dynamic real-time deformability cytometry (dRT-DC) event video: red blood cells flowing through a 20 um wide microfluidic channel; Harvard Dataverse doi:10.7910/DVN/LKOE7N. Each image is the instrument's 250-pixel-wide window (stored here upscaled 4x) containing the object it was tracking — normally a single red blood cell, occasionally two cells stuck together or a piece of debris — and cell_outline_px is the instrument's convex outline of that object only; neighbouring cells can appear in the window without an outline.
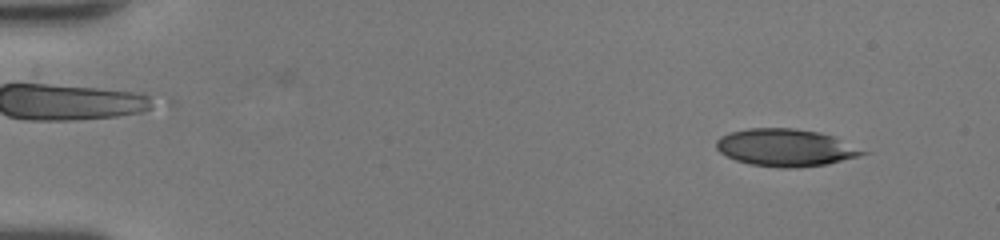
{"species": "human", "species_latin": "Homo sapiens", "temperature_condition": "room temperature", "stored_images_in_passage": 49, "camera_frame_rate_fps": 3000, "um_per_image_px": 0.085, "donor": {"sex": "female"}, "frame": {"image": 1, "passage_image": 4, "time_ms": 1.0, "image_size_px": [1000, 240], "cell_outline_px": [[872, 152], [828, 164], [792, 168], [780, 168], [748, 164], [736, 160], [720, 152], [716, 148], [716, 140], [720, 136], [728, 132], [748, 128], [796, 128], [820, 132], [832, 136]], "centroid_in_image_um": [66.77, 12.54], "position_along_channel_um": 18.2, "area_um2": 32.08}}
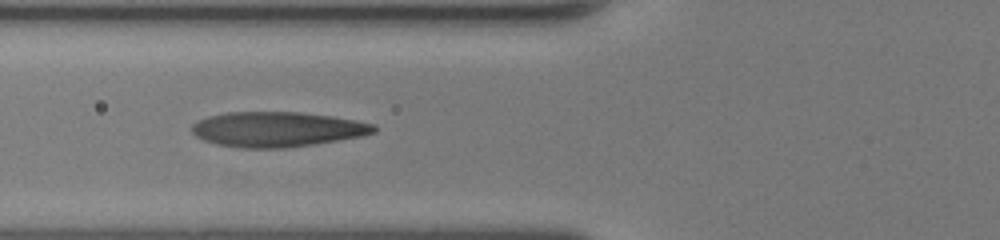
{"frame": {"image": 2, "passage_image": 21, "time_ms": 6.667, "image_size_px": [1000, 240], "cell_outline_px": [[376, 132], [364, 136], [316, 144], [284, 148], [240, 148], [216, 144], [204, 140], [196, 136], [192, 132], [192, 124], [196, 120], [208, 116], [224, 112], [300, 112], [332, 116], [356, 120], [376, 124]], "centroid_in_image_um": [23.57, 10.99], "position_along_channel_um": 102.2, "area_um2": 37.57}}
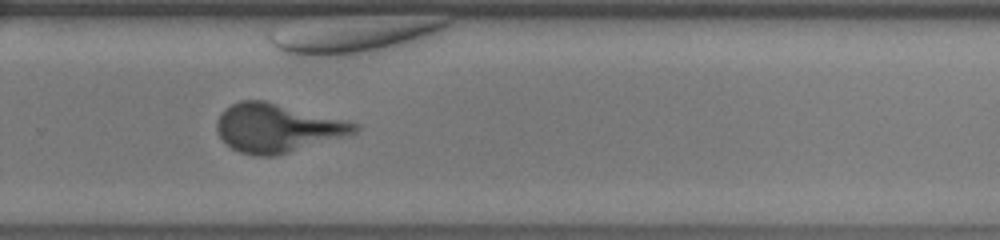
{"frame": {"image": 3, "passage_image": 38, "time_ms": 12.333, "image_size_px": [1000, 240], "cell_outline_px": [[360, 128], [356, 132], [348, 136], [276, 156], [252, 156], [240, 152], [232, 148], [216, 132], [216, 120], [220, 112], [224, 108], [240, 100], [264, 100], [360, 124]], "centroid_in_image_um": [23.55, 10.88], "position_along_channel_um": 306.3, "area_um2": 39.13}, "authors_computed_cell_mechanics": {"area_um2": 36.6452, "velocity_mm_per_s": 3.619, "shape_relaxation_time_tau1_ms": 9.3365, "shape_relaxation_time_tau2_ms": 0.884, "deformation_change_tau1": 0.3591, "deformation_change_tau2": 0.0937}}